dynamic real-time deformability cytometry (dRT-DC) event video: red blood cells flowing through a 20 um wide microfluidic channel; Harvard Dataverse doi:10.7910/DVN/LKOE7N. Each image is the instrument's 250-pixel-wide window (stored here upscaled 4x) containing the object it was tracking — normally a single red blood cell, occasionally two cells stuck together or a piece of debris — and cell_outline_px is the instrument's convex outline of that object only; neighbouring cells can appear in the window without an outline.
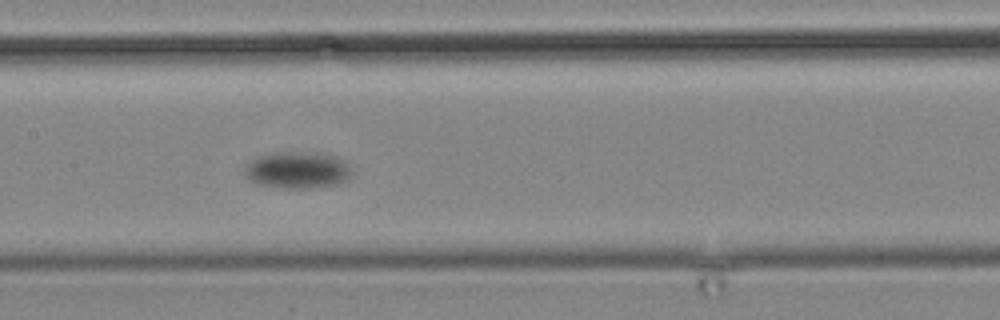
{"species": "common noctule bat (a hibernating species)", "species_latin": "Nyctalus noctula", "temperature_condition": "cold", "stored_images_in_passage": 19, "camera_frame_rate_fps": 3000, "um_per_image_px": 0.085, "animal": {"sex": "male", "body_mass_g": 19.2, "forearm_length_mm": 51.8}, "frame": {"image": 1, "passage_image": 16, "time_ms": 19.333, "image_size_px": [1000, 320], "cell_outline_px": [[352, 176], [348, 180], [340, 184], [304, 188], [280, 188], [256, 184], [248, 180], [244, 176], [244, 168], [252, 160], [260, 156], [336, 156], [348, 160], [352, 168]], "centroid_in_image_um": [25.35, 14.56], "position_along_channel_um": 182.1, "area_um2": 21.85}}
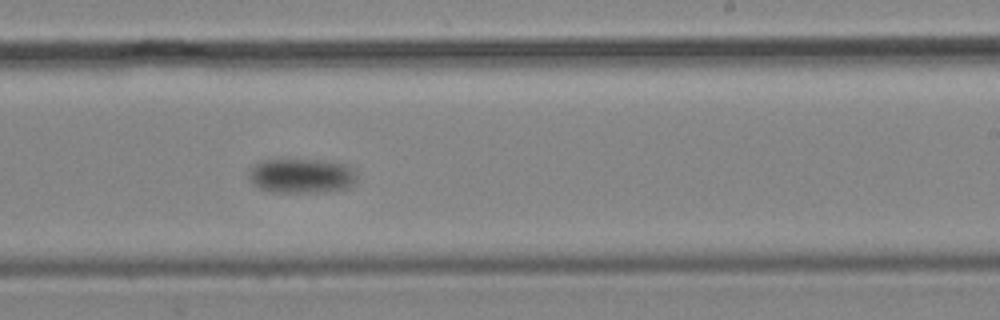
{"frame": {"image": 2, "passage_image": 19, "time_ms": 22.667, "image_size_px": [1000, 320], "cell_outline_px": [[356, 180], [348, 188], [324, 192], [272, 192], [260, 188], [252, 184], [248, 176], [248, 172], [256, 164], [264, 160], [328, 160], [344, 164], [356, 172]], "centroid_in_image_um": [25.63, 14.95], "position_along_channel_um": 263.4, "area_um2": 21.79}}